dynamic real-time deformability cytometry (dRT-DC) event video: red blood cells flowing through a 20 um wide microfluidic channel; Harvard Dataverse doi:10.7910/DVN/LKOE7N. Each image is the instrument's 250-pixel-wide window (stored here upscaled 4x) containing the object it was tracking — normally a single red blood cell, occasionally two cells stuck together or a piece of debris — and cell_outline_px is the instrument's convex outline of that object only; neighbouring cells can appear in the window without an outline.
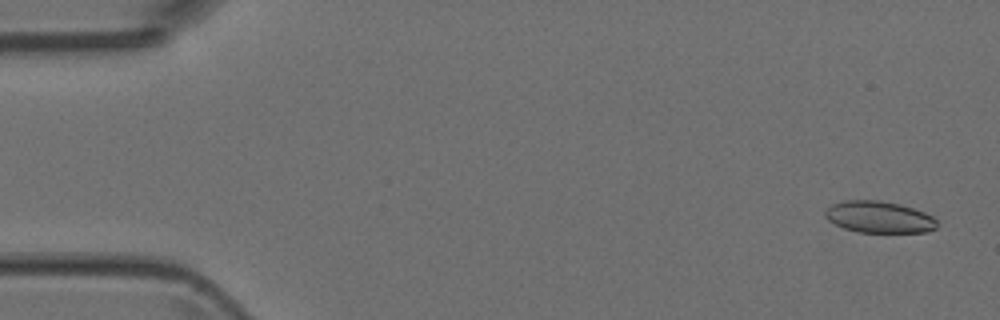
{"species": "Egyptian fruit bat (a non-hibernating species)", "species_latin": "Rousettus aegyptiacus", "temperature_condition": "room temperature", "stored_images_in_passage": 4, "camera_frame_rate_fps": 3000, "um_per_image_px": 0.085, "animal": {"sex": "female"}, "frame": {"image": 1, "passage_image": 1, "time_ms": 0.0, "image_size_px": [1000, 320], "cell_outline_px": [[936, 228], [928, 232], [860, 232], [844, 228], [828, 220], [824, 216], [824, 212], [832, 204], [844, 200], [880, 200], [900, 204], [924, 212], [932, 216], [936, 220]], "centroid_in_image_um": [74.71, 18.44], "position_along_channel_um": 10.3, "area_um2": 20.58}}
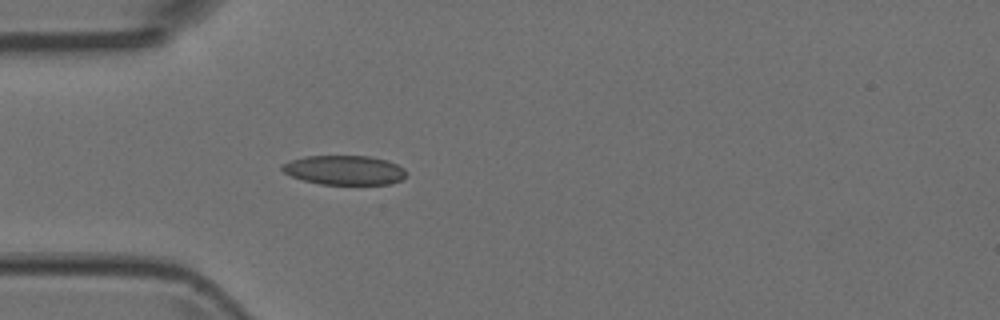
{"frame": {"image": 2, "passage_image": 4, "time_ms": 1.0, "image_size_px": [1000, 320], "cell_outline_px": [[404, 176], [400, 180], [392, 184], [320, 184], [304, 180], [292, 176], [284, 172], [280, 168], [280, 164], [304, 156], [368, 156], [388, 160], [404, 168]], "centroid_in_image_um": [29.25, 14.45], "position_along_channel_um": 55.8, "area_um2": 21.15}}